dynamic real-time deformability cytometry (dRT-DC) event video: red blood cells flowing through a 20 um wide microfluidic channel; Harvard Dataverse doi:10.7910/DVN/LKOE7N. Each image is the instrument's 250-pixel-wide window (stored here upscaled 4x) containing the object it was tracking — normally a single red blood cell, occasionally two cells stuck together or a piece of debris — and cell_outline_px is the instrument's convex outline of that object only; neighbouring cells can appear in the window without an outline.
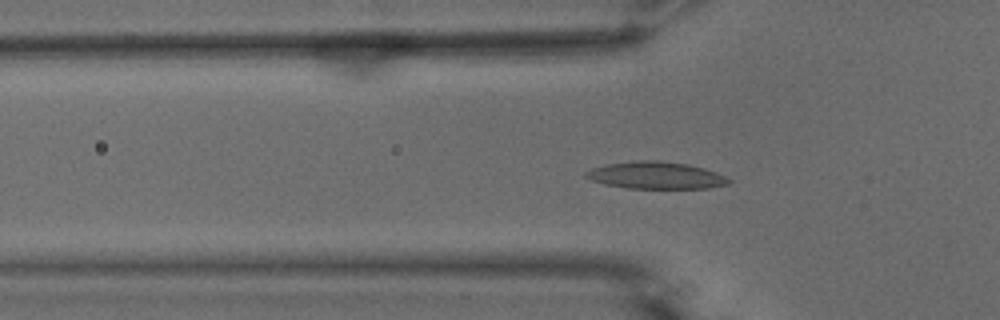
{"species": "common noctule bat (a hibernating species)", "species_latin": "Nyctalus noctula", "temperature_condition": "warm", "stored_images_in_passage": 57, "camera_frame_rate_fps": 3000, "um_per_image_px": 0.085, "animal": {"sex": "male", "body_mass_g": 15.6}, "frame": {"image": 1, "passage_image": 19, "time_ms": 6.0, "image_size_px": [1000, 320], "cell_outline_px": [[732, 180], [728, 184], [708, 188], [628, 188], [604, 184], [592, 180], [584, 176], [584, 172], [592, 168], [604, 164], [632, 160], [660, 160], [688, 164], [704, 168], [716, 172]], "centroid_in_image_um": [55.72, 14.89], "position_along_channel_um": 70.1, "area_um2": 22.72}}
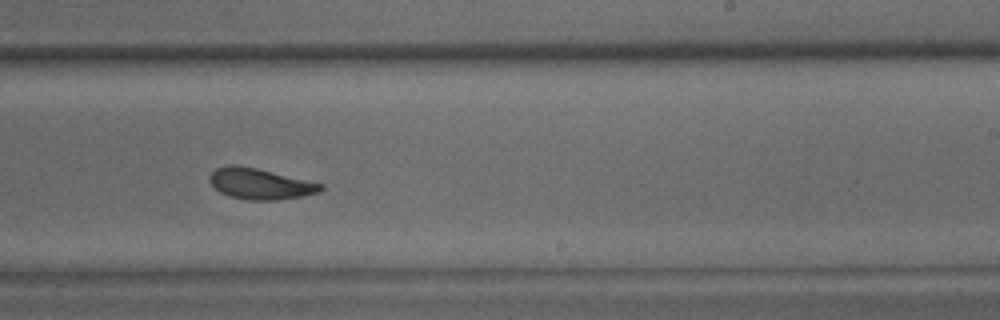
{"frame": {"image": 2, "passage_image": 35, "time_ms": 11.333, "image_size_px": [1000, 320], "cell_outline_px": [[324, 188], [320, 192], [304, 196], [276, 200], [248, 200], [228, 196], [220, 192], [208, 180], [212, 172], [216, 168], [228, 164], [236, 164], [256, 168], [324, 184]], "centroid_in_image_um": [22.11, 15.62], "position_along_channel_um": 266.9, "area_um2": 20.06}}
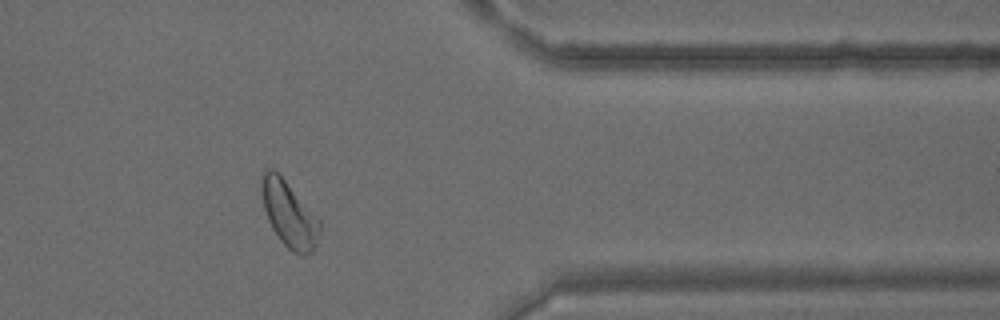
{"frame": {"image": 3, "passage_image": 46, "time_ms": 15.0, "image_size_px": [1000, 320], "cell_outline_px": [[320, 232], [316, 244], [312, 252], [304, 256], [292, 252], [280, 240], [272, 228], [268, 220], [264, 208], [260, 192], [260, 172], [268, 168], [272, 168], [284, 180], [320, 220]], "centroid_in_image_um": [24.53, 18.2], "position_along_channel_um": 386.9, "area_um2": 22.25}, "authors_computed_cell_mechanics": {"area_um2": 20.9814, "velocity_mm_per_s": 3.6858, "shape_relaxation_time_tau1_ms": 4.4022, "shape_relaxation_time_tau2_ms": 2.3075, "deformation_change_tau1": 0.1321, "deformation_change_tau2": 0.0855}}